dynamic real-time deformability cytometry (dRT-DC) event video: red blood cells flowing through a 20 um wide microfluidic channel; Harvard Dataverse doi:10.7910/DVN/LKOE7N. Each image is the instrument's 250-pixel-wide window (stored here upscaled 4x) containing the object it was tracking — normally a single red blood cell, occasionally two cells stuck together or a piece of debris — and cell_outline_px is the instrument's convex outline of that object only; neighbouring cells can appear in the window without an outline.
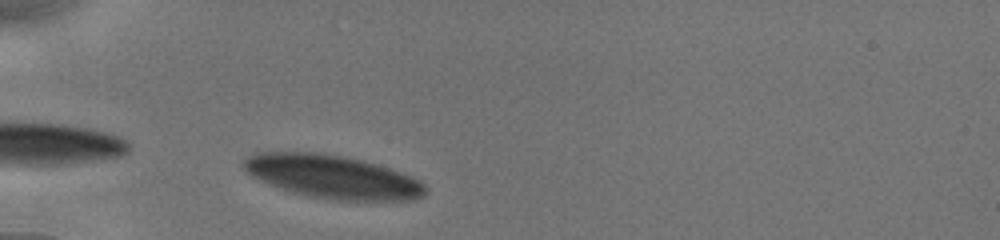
{"species": "human", "species_latin": "Homo sapiens", "temperature_condition": "cold", "stored_images_in_passage": 17, "camera_frame_rate_fps": 3000, "um_per_image_px": 0.085, "donor": {"sex": "male"}, "frame": {"image": 1, "passage_image": 3, "time_ms": 0.667, "image_size_px": [1000, 240], "cell_outline_px": [[428, 192], [424, 196], [416, 200], [328, 200], [308, 196], [292, 192], [280, 188], [260, 180], [252, 176], [244, 168], [240, 160], [256, 152], [312, 152], [340, 156], [360, 160], [376, 164], [412, 176], [420, 180], [428, 188]], "centroid_in_image_um": [28.27, 15.03], "position_along_channel_um": 56.7, "area_um2": 45.89}}
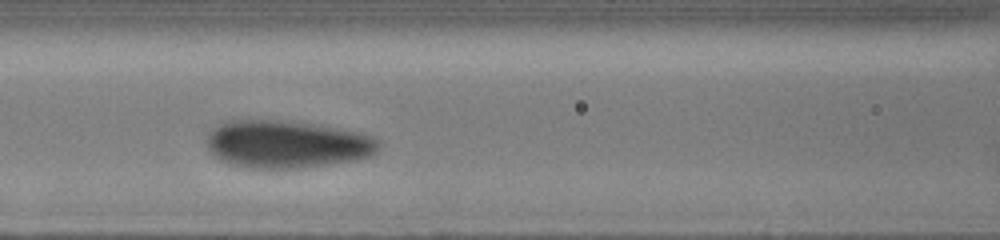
{"frame": {"image": 2, "passage_image": 11, "time_ms": 3.333, "image_size_px": [1000, 240], "cell_outline_px": [[380, 148], [376, 152], [368, 156], [352, 160], [304, 168], [244, 168], [228, 164], [220, 160], [208, 148], [204, 140], [208, 132], [216, 124], [228, 120], [276, 120], [320, 124], [360, 132], [372, 136], [380, 140]], "centroid_in_image_um": [24.34, 12.24], "position_along_channel_um": 142.3, "area_um2": 48.38}}
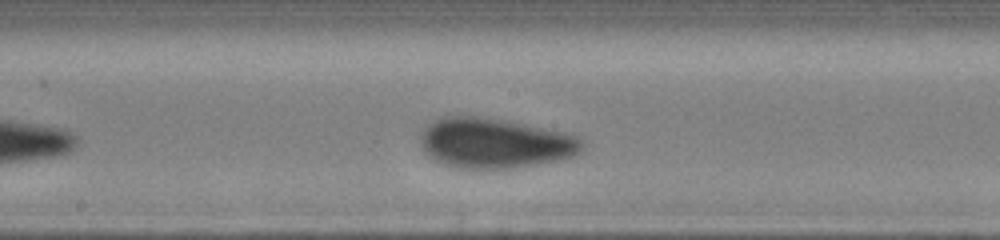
{"frame": {"image": 3, "passage_image": 16, "time_ms": 5.0, "image_size_px": [1000, 240], "cell_outline_px": [[584, 140], [580, 152], [572, 156], [556, 160], [512, 168], [460, 168], [444, 164], [428, 156], [424, 152], [420, 144], [420, 136], [424, 128], [432, 120], [440, 116], [480, 116], [504, 120], [564, 132], [576, 136]], "centroid_in_image_um": [42.0, 12.15], "position_along_channel_um": 206.2, "area_um2": 47.05}}